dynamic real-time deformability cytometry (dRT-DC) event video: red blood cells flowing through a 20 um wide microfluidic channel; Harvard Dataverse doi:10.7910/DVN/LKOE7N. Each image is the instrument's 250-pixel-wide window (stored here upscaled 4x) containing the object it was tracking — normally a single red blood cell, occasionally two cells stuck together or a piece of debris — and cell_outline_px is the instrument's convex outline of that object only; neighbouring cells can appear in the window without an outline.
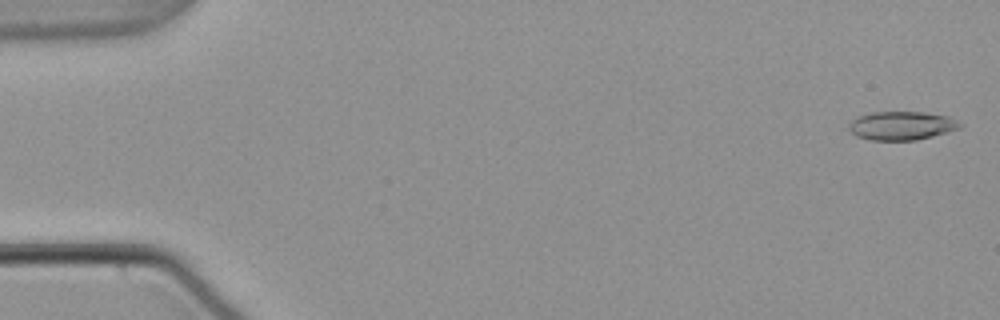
{"species": "common noctule bat (a hibernating species)", "species_latin": "Nyctalus noctula", "temperature_condition": "warm", "stored_images_in_passage": 10, "camera_frame_rate_fps": 3000, "um_per_image_px": 0.085, "animal": {"sex": "male", "body_mass_g": 21.5, "forearm_length_mm": 52.0}, "frame": {"image": 1, "passage_image": 1, "time_ms": 0.0, "image_size_px": [1000, 320], "cell_outline_px": [[964, 124], [960, 128], [948, 132], [916, 140], [872, 140], [856, 136], [848, 128], [848, 124], [852, 120], [860, 116], [872, 112], [924, 112], [948, 116]], "centroid_in_image_um": [76.66, 10.68], "position_along_channel_um": 8.3, "area_um2": 18.5}}